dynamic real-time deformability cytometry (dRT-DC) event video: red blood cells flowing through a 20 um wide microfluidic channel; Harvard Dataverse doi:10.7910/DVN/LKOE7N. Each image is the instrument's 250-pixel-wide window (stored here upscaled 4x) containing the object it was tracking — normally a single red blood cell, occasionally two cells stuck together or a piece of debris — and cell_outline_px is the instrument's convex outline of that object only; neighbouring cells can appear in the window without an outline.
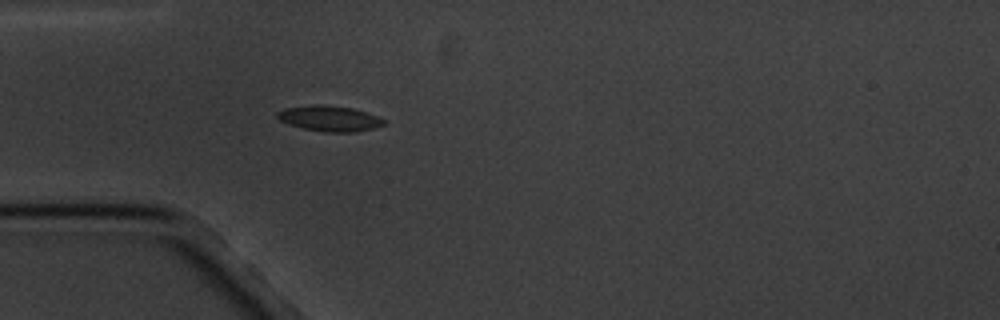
{"species": "common noctule bat (a hibernating species)", "species_latin": "Nyctalus noctula", "temperature_condition": "cold", "stored_images_in_passage": 3, "camera_frame_rate_fps": 3000, "um_per_image_px": 0.085, "animal": {"sex": "male", "body_mass_g": 20.1, "forearm_length_mm": 53.5}, "frame": {"image": 1, "passage_image": 3, "time_ms": 3.333, "image_size_px": [1000, 320], "cell_outline_px": [[384, 124], [372, 128], [356, 132], [324, 132], [304, 128], [288, 124], [280, 120], [276, 116], [276, 112], [284, 108], [352, 108], [376, 116], [384, 120]], "centroid_in_image_um": [28.02, 10.14], "position_along_channel_um": 57.0, "area_um2": 14.62}}